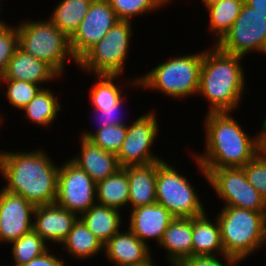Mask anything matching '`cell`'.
I'll return each mask as SVG.
<instances>
[{"label":"cell","mask_w":266,"mask_h":266,"mask_svg":"<svg viewBox=\"0 0 266 266\" xmlns=\"http://www.w3.org/2000/svg\"><path fill=\"white\" fill-rule=\"evenodd\" d=\"M159 246L167 249L172 266H178L193 255L192 218L175 217L164 232Z\"/></svg>","instance_id":"21"},{"label":"cell","mask_w":266,"mask_h":266,"mask_svg":"<svg viewBox=\"0 0 266 266\" xmlns=\"http://www.w3.org/2000/svg\"><path fill=\"white\" fill-rule=\"evenodd\" d=\"M59 168L43 150L0 151V172L7 182L3 189L34 206L56 202Z\"/></svg>","instance_id":"1"},{"label":"cell","mask_w":266,"mask_h":266,"mask_svg":"<svg viewBox=\"0 0 266 266\" xmlns=\"http://www.w3.org/2000/svg\"><path fill=\"white\" fill-rule=\"evenodd\" d=\"M127 125H112L100 130L83 131V138H87L104 151L118 154L126 137Z\"/></svg>","instance_id":"31"},{"label":"cell","mask_w":266,"mask_h":266,"mask_svg":"<svg viewBox=\"0 0 266 266\" xmlns=\"http://www.w3.org/2000/svg\"><path fill=\"white\" fill-rule=\"evenodd\" d=\"M245 3L252 8L266 9V0H245Z\"/></svg>","instance_id":"40"},{"label":"cell","mask_w":266,"mask_h":266,"mask_svg":"<svg viewBox=\"0 0 266 266\" xmlns=\"http://www.w3.org/2000/svg\"><path fill=\"white\" fill-rule=\"evenodd\" d=\"M248 182L260 193L266 201V161L258 155L243 167Z\"/></svg>","instance_id":"35"},{"label":"cell","mask_w":266,"mask_h":266,"mask_svg":"<svg viewBox=\"0 0 266 266\" xmlns=\"http://www.w3.org/2000/svg\"><path fill=\"white\" fill-rule=\"evenodd\" d=\"M123 232L120 230L104 244V253L112 264L132 266L152 257L149 245L142 242L129 228Z\"/></svg>","instance_id":"17"},{"label":"cell","mask_w":266,"mask_h":266,"mask_svg":"<svg viewBox=\"0 0 266 266\" xmlns=\"http://www.w3.org/2000/svg\"><path fill=\"white\" fill-rule=\"evenodd\" d=\"M244 3L245 0H222L206 7L210 15V32L216 35V42L230 30Z\"/></svg>","instance_id":"28"},{"label":"cell","mask_w":266,"mask_h":266,"mask_svg":"<svg viewBox=\"0 0 266 266\" xmlns=\"http://www.w3.org/2000/svg\"><path fill=\"white\" fill-rule=\"evenodd\" d=\"M222 257L226 259L228 264L221 263L215 255L212 254H196L192 255L188 260L182 262L178 266H234L239 261L231 256L224 254Z\"/></svg>","instance_id":"36"},{"label":"cell","mask_w":266,"mask_h":266,"mask_svg":"<svg viewBox=\"0 0 266 266\" xmlns=\"http://www.w3.org/2000/svg\"><path fill=\"white\" fill-rule=\"evenodd\" d=\"M10 244L15 263L13 266L27 264L49 250L43 238L33 229Z\"/></svg>","instance_id":"29"},{"label":"cell","mask_w":266,"mask_h":266,"mask_svg":"<svg viewBox=\"0 0 266 266\" xmlns=\"http://www.w3.org/2000/svg\"><path fill=\"white\" fill-rule=\"evenodd\" d=\"M262 123V130L257 134V155L266 161V120Z\"/></svg>","instance_id":"39"},{"label":"cell","mask_w":266,"mask_h":266,"mask_svg":"<svg viewBox=\"0 0 266 266\" xmlns=\"http://www.w3.org/2000/svg\"><path fill=\"white\" fill-rule=\"evenodd\" d=\"M222 0H202V2L204 3V6L207 7L209 5H212L214 3L220 2Z\"/></svg>","instance_id":"42"},{"label":"cell","mask_w":266,"mask_h":266,"mask_svg":"<svg viewBox=\"0 0 266 266\" xmlns=\"http://www.w3.org/2000/svg\"><path fill=\"white\" fill-rule=\"evenodd\" d=\"M81 152L70 160L98 183L121 169L116 154L104 151L81 137Z\"/></svg>","instance_id":"18"},{"label":"cell","mask_w":266,"mask_h":266,"mask_svg":"<svg viewBox=\"0 0 266 266\" xmlns=\"http://www.w3.org/2000/svg\"><path fill=\"white\" fill-rule=\"evenodd\" d=\"M175 217L158 203L131 209L129 229L146 245L150 238L159 243Z\"/></svg>","instance_id":"16"},{"label":"cell","mask_w":266,"mask_h":266,"mask_svg":"<svg viewBox=\"0 0 266 266\" xmlns=\"http://www.w3.org/2000/svg\"><path fill=\"white\" fill-rule=\"evenodd\" d=\"M33 217L35 219L33 221V230L45 242H57L61 245L79 218V215L54 203L36 206Z\"/></svg>","instance_id":"15"},{"label":"cell","mask_w":266,"mask_h":266,"mask_svg":"<svg viewBox=\"0 0 266 266\" xmlns=\"http://www.w3.org/2000/svg\"><path fill=\"white\" fill-rule=\"evenodd\" d=\"M209 182L226 203L224 206L266 213V201L248 182L242 167L213 169L208 174Z\"/></svg>","instance_id":"10"},{"label":"cell","mask_w":266,"mask_h":266,"mask_svg":"<svg viewBox=\"0 0 266 266\" xmlns=\"http://www.w3.org/2000/svg\"><path fill=\"white\" fill-rule=\"evenodd\" d=\"M158 127L154 110L139 116L131 125H127L126 137L116 155L121 168L147 165L162 160L150 152L159 131Z\"/></svg>","instance_id":"12"},{"label":"cell","mask_w":266,"mask_h":266,"mask_svg":"<svg viewBox=\"0 0 266 266\" xmlns=\"http://www.w3.org/2000/svg\"><path fill=\"white\" fill-rule=\"evenodd\" d=\"M230 112L205 115V153L194 156L203 177L213 169L243 167L257 156V135L248 136Z\"/></svg>","instance_id":"2"},{"label":"cell","mask_w":266,"mask_h":266,"mask_svg":"<svg viewBox=\"0 0 266 266\" xmlns=\"http://www.w3.org/2000/svg\"><path fill=\"white\" fill-rule=\"evenodd\" d=\"M56 77L59 79L60 76L49 64L34 58L18 47L0 79L21 80L40 85Z\"/></svg>","instance_id":"19"},{"label":"cell","mask_w":266,"mask_h":266,"mask_svg":"<svg viewBox=\"0 0 266 266\" xmlns=\"http://www.w3.org/2000/svg\"><path fill=\"white\" fill-rule=\"evenodd\" d=\"M7 84L5 92L8 101L17 109H23L42 89V85L21 80L0 79Z\"/></svg>","instance_id":"33"},{"label":"cell","mask_w":266,"mask_h":266,"mask_svg":"<svg viewBox=\"0 0 266 266\" xmlns=\"http://www.w3.org/2000/svg\"><path fill=\"white\" fill-rule=\"evenodd\" d=\"M96 183L71 160L60 166L56 204L70 212H86L97 201Z\"/></svg>","instance_id":"11"},{"label":"cell","mask_w":266,"mask_h":266,"mask_svg":"<svg viewBox=\"0 0 266 266\" xmlns=\"http://www.w3.org/2000/svg\"><path fill=\"white\" fill-rule=\"evenodd\" d=\"M189 180L164 160L158 162L156 203L163 205L174 217L193 218L205 213Z\"/></svg>","instance_id":"8"},{"label":"cell","mask_w":266,"mask_h":266,"mask_svg":"<svg viewBox=\"0 0 266 266\" xmlns=\"http://www.w3.org/2000/svg\"><path fill=\"white\" fill-rule=\"evenodd\" d=\"M36 206L21 195L0 190V243H11L33 229ZM32 216V217H31Z\"/></svg>","instance_id":"14"},{"label":"cell","mask_w":266,"mask_h":266,"mask_svg":"<svg viewBox=\"0 0 266 266\" xmlns=\"http://www.w3.org/2000/svg\"><path fill=\"white\" fill-rule=\"evenodd\" d=\"M202 60L203 52L176 56L127 84L131 82L133 86L159 90L174 98H185L198 93Z\"/></svg>","instance_id":"5"},{"label":"cell","mask_w":266,"mask_h":266,"mask_svg":"<svg viewBox=\"0 0 266 266\" xmlns=\"http://www.w3.org/2000/svg\"><path fill=\"white\" fill-rule=\"evenodd\" d=\"M123 98L116 104L113 105V107L109 108H103V110H96L95 113L99 115V125L98 129H103L108 126L112 125H126L123 121H121L122 118H119V112L121 111V108L123 105ZM120 110V111H119ZM122 117V116H120ZM119 118V119H118Z\"/></svg>","instance_id":"37"},{"label":"cell","mask_w":266,"mask_h":266,"mask_svg":"<svg viewBox=\"0 0 266 266\" xmlns=\"http://www.w3.org/2000/svg\"><path fill=\"white\" fill-rule=\"evenodd\" d=\"M67 253L82 260L92 258L104 251L102 242L92 234L83 221L78 218L66 239L61 243ZM99 252V253H98Z\"/></svg>","instance_id":"25"},{"label":"cell","mask_w":266,"mask_h":266,"mask_svg":"<svg viewBox=\"0 0 266 266\" xmlns=\"http://www.w3.org/2000/svg\"><path fill=\"white\" fill-rule=\"evenodd\" d=\"M217 216L224 254L241 262L265 245L266 213L225 206Z\"/></svg>","instance_id":"4"},{"label":"cell","mask_w":266,"mask_h":266,"mask_svg":"<svg viewBox=\"0 0 266 266\" xmlns=\"http://www.w3.org/2000/svg\"><path fill=\"white\" fill-rule=\"evenodd\" d=\"M204 214L192 218V243L193 255L196 254H214V252L224 255V249L221 242L220 226L217 218L215 222ZM215 223V224H214Z\"/></svg>","instance_id":"23"},{"label":"cell","mask_w":266,"mask_h":266,"mask_svg":"<svg viewBox=\"0 0 266 266\" xmlns=\"http://www.w3.org/2000/svg\"><path fill=\"white\" fill-rule=\"evenodd\" d=\"M18 48V28L7 26L0 29V78L3 77L7 64Z\"/></svg>","instance_id":"34"},{"label":"cell","mask_w":266,"mask_h":266,"mask_svg":"<svg viewBox=\"0 0 266 266\" xmlns=\"http://www.w3.org/2000/svg\"><path fill=\"white\" fill-rule=\"evenodd\" d=\"M266 41V9L243 4L230 30L215 45L223 52L247 56L251 51L261 52Z\"/></svg>","instance_id":"9"},{"label":"cell","mask_w":266,"mask_h":266,"mask_svg":"<svg viewBox=\"0 0 266 266\" xmlns=\"http://www.w3.org/2000/svg\"><path fill=\"white\" fill-rule=\"evenodd\" d=\"M157 168L158 162L124 167L129 181L128 203L132 209L156 203Z\"/></svg>","instance_id":"20"},{"label":"cell","mask_w":266,"mask_h":266,"mask_svg":"<svg viewBox=\"0 0 266 266\" xmlns=\"http://www.w3.org/2000/svg\"><path fill=\"white\" fill-rule=\"evenodd\" d=\"M22 110L31 123L47 127L51 126L58 112H61V105L54 93L45 87Z\"/></svg>","instance_id":"27"},{"label":"cell","mask_w":266,"mask_h":266,"mask_svg":"<svg viewBox=\"0 0 266 266\" xmlns=\"http://www.w3.org/2000/svg\"><path fill=\"white\" fill-rule=\"evenodd\" d=\"M79 218L89 231L104 245L120 231L121 215L118 209L95 203Z\"/></svg>","instance_id":"22"},{"label":"cell","mask_w":266,"mask_h":266,"mask_svg":"<svg viewBox=\"0 0 266 266\" xmlns=\"http://www.w3.org/2000/svg\"><path fill=\"white\" fill-rule=\"evenodd\" d=\"M243 57L221 51L216 45L203 51L198 95L204 96L210 112H233L245 91Z\"/></svg>","instance_id":"3"},{"label":"cell","mask_w":266,"mask_h":266,"mask_svg":"<svg viewBox=\"0 0 266 266\" xmlns=\"http://www.w3.org/2000/svg\"><path fill=\"white\" fill-rule=\"evenodd\" d=\"M260 53L261 54L264 53V55L266 54V41H265L264 46H263V48H262Z\"/></svg>","instance_id":"44"},{"label":"cell","mask_w":266,"mask_h":266,"mask_svg":"<svg viewBox=\"0 0 266 266\" xmlns=\"http://www.w3.org/2000/svg\"><path fill=\"white\" fill-rule=\"evenodd\" d=\"M131 36V21L118 20L107 34L77 61V65L84 71H93L95 75H120L128 59L126 56Z\"/></svg>","instance_id":"7"},{"label":"cell","mask_w":266,"mask_h":266,"mask_svg":"<svg viewBox=\"0 0 266 266\" xmlns=\"http://www.w3.org/2000/svg\"><path fill=\"white\" fill-rule=\"evenodd\" d=\"M170 0H108L119 20L131 21L143 13L155 11L167 4Z\"/></svg>","instance_id":"32"},{"label":"cell","mask_w":266,"mask_h":266,"mask_svg":"<svg viewBox=\"0 0 266 266\" xmlns=\"http://www.w3.org/2000/svg\"><path fill=\"white\" fill-rule=\"evenodd\" d=\"M118 20L108 0H93L85 18L69 38L76 61L98 43Z\"/></svg>","instance_id":"13"},{"label":"cell","mask_w":266,"mask_h":266,"mask_svg":"<svg viewBox=\"0 0 266 266\" xmlns=\"http://www.w3.org/2000/svg\"><path fill=\"white\" fill-rule=\"evenodd\" d=\"M96 76L99 81L92 86L89 97L94 109L103 110V108L113 107L123 98L120 86L114 83L120 75L99 74Z\"/></svg>","instance_id":"30"},{"label":"cell","mask_w":266,"mask_h":266,"mask_svg":"<svg viewBox=\"0 0 266 266\" xmlns=\"http://www.w3.org/2000/svg\"><path fill=\"white\" fill-rule=\"evenodd\" d=\"M7 26H9V25H7V22H4L3 20H0V29L4 28V27H7Z\"/></svg>","instance_id":"43"},{"label":"cell","mask_w":266,"mask_h":266,"mask_svg":"<svg viewBox=\"0 0 266 266\" xmlns=\"http://www.w3.org/2000/svg\"><path fill=\"white\" fill-rule=\"evenodd\" d=\"M97 203L120 210L128 205L129 181L124 168L96 183Z\"/></svg>","instance_id":"24"},{"label":"cell","mask_w":266,"mask_h":266,"mask_svg":"<svg viewBox=\"0 0 266 266\" xmlns=\"http://www.w3.org/2000/svg\"><path fill=\"white\" fill-rule=\"evenodd\" d=\"M49 251L50 250L22 266H65L61 259H59L55 254H50Z\"/></svg>","instance_id":"38"},{"label":"cell","mask_w":266,"mask_h":266,"mask_svg":"<svg viewBox=\"0 0 266 266\" xmlns=\"http://www.w3.org/2000/svg\"><path fill=\"white\" fill-rule=\"evenodd\" d=\"M132 266H154L153 259L150 257L147 261L141 264L132 265Z\"/></svg>","instance_id":"41"},{"label":"cell","mask_w":266,"mask_h":266,"mask_svg":"<svg viewBox=\"0 0 266 266\" xmlns=\"http://www.w3.org/2000/svg\"><path fill=\"white\" fill-rule=\"evenodd\" d=\"M93 0H62L53 9L49 20L68 38L85 18Z\"/></svg>","instance_id":"26"},{"label":"cell","mask_w":266,"mask_h":266,"mask_svg":"<svg viewBox=\"0 0 266 266\" xmlns=\"http://www.w3.org/2000/svg\"><path fill=\"white\" fill-rule=\"evenodd\" d=\"M18 47L25 53L49 64L60 76L68 57L77 64L69 38L50 20L23 21L18 26Z\"/></svg>","instance_id":"6"}]
</instances>
